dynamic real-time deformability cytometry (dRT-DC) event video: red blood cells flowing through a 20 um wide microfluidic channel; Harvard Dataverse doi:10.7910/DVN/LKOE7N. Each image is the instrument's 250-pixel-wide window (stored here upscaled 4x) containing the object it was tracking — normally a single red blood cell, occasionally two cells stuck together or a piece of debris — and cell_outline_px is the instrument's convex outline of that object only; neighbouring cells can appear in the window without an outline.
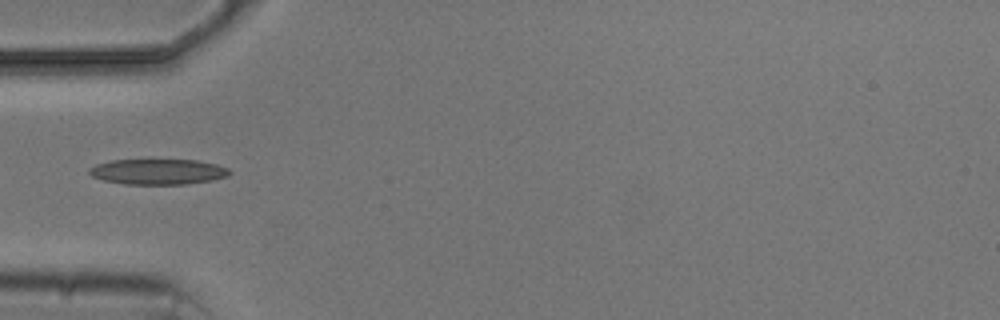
{"species": "common noctule bat (a hibernating species)", "species_latin": "Nyctalus noctula", "temperature_condition": "cold", "stored_images_in_passage": 8, "camera_frame_rate_fps": 3000, "um_per_image_px": 0.085, "animal": {"sex": "male", "body_mass_g": 20.5, "forearm_length_mm": 52.5}, "frame": {"image": 1, "passage_image": 5, "time_ms": 5.667, "image_size_px": [1000, 320], "cell_outline_px": [[232, 172], [228, 176], [208, 180], [184, 184], [124, 184], [104, 180], [92, 176], [88, 172], [88, 168], [96, 164], [112, 160], [196, 160], [216, 164], [228, 168]], "centroid_in_image_um": [13.4, 14.59], "position_along_channel_um": 71.6, "area_um2": 20.69}}
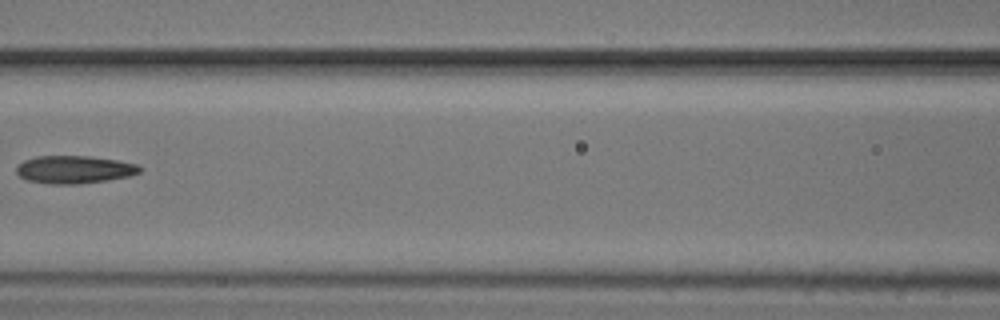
{"frame": {"image": 2, "passage_image": 7, "time_ms": 8.0, "image_size_px": [1000, 320], "cell_outline_px": [[144, 168], [140, 172], [128, 176], [108, 180], [80, 184], [52, 184], [28, 180], [20, 176], [16, 172], [16, 168], [24, 160], [36, 156], [88, 156], [116, 160], [136, 164]], "centroid_in_image_um": [6.33, 14.41], "position_along_channel_um": 160.3, "area_um2": 19.88}}
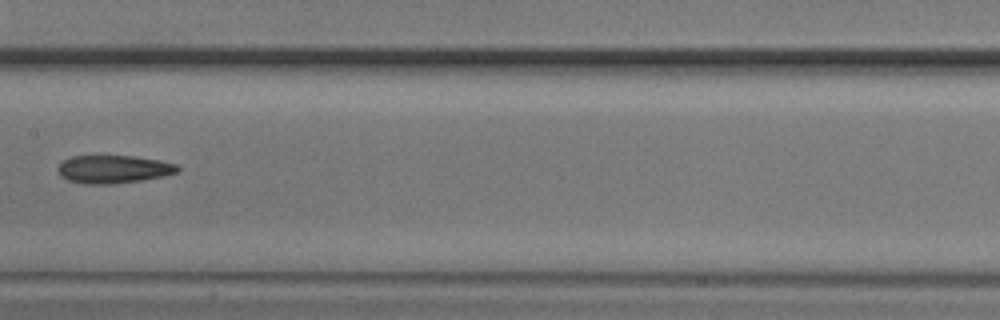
{"frame": {"image": 3, "passage_image": 8, "time_ms": 9.0, "image_size_px": [1000, 320], "cell_outline_px": [[180, 168], [176, 172], [164, 176], [140, 180], [112, 184], [84, 184], [68, 180], [60, 176], [56, 168], [64, 160], [72, 156], [132, 156], [160, 160], [176, 164]], "centroid_in_image_um": [9.62, 14.38], "position_along_channel_um": 197.8, "area_um2": 19.48}}